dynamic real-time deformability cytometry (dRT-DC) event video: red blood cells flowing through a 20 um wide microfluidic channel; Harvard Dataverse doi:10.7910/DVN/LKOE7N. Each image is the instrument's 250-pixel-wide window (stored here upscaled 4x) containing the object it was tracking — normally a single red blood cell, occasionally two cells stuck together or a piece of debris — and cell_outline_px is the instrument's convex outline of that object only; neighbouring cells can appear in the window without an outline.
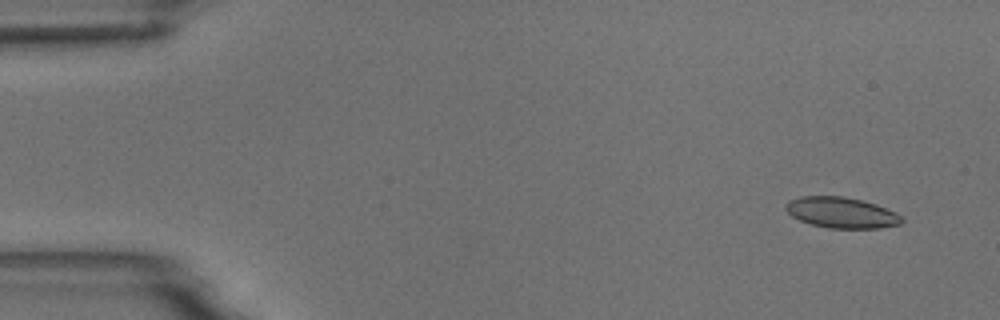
{"species": "common noctule bat (a hibernating species)", "species_latin": "Nyctalus noctula", "temperature_condition": "room temperature", "stored_images_in_passage": 6, "camera_frame_rate_fps": 3000, "um_per_image_px": 0.085, "animal": {"sex": "male", "body_mass_g": 18.8}, "frame": {"image": 1, "passage_image": 2, "time_ms": 1.0, "image_size_px": [1000, 320], "cell_outline_px": [[904, 220], [900, 224], [880, 228], [828, 228], [812, 224], [800, 220], [792, 216], [784, 208], [788, 200], [800, 196], [844, 196], [876, 204], [896, 212]], "centroid_in_image_um": [71.51, 18.07], "position_along_channel_um": 13.5, "area_um2": 20.81}}
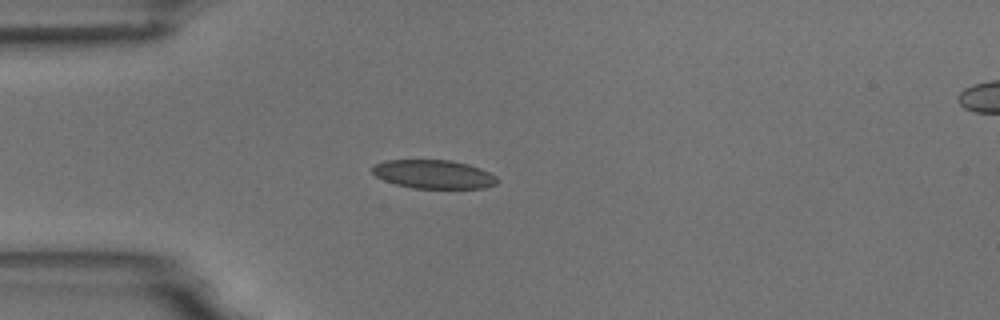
{"frame": {"image": 2, "passage_image": 5, "time_ms": 4.667, "image_size_px": [1000, 320], "cell_outline_px": [[500, 180], [496, 184], [484, 188], [412, 188], [396, 184], [384, 180], [376, 176], [372, 172], [372, 168], [376, 164], [384, 160], [452, 160], [468, 164], [480, 168], [496, 176]], "centroid_in_image_um": [36.88, 14.81], "position_along_channel_um": 48.1, "area_um2": 20.87}}